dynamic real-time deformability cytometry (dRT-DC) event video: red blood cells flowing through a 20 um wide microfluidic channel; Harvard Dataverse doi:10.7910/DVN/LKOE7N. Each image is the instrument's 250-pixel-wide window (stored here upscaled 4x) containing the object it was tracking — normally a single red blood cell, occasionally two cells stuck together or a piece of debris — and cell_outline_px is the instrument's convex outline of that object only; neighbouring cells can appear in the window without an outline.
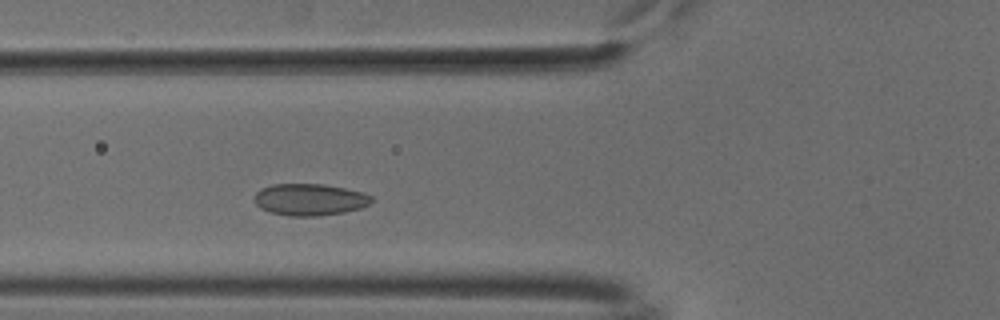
{"species": "common noctule bat (a hibernating species)", "species_latin": "Nyctalus noctula", "temperature_condition": "cold", "stored_images_in_passage": 45, "camera_frame_rate_fps": 3000, "um_per_image_px": 0.085, "animal": {"sex": "male", "body_mass_g": 18.8}, "frame": {"image": 1, "passage_image": 11, "time_ms": 3.333, "image_size_px": [1000, 320], "cell_outline_px": [[372, 200], [368, 204], [360, 208], [344, 212], [316, 216], [288, 216], [272, 212], [260, 208], [252, 200], [252, 196], [260, 188], [272, 184], [324, 184], [364, 192], [372, 196]], "centroid_in_image_um": [26.28, 16.95], "position_along_channel_um": 99.5, "area_um2": 21.85}}
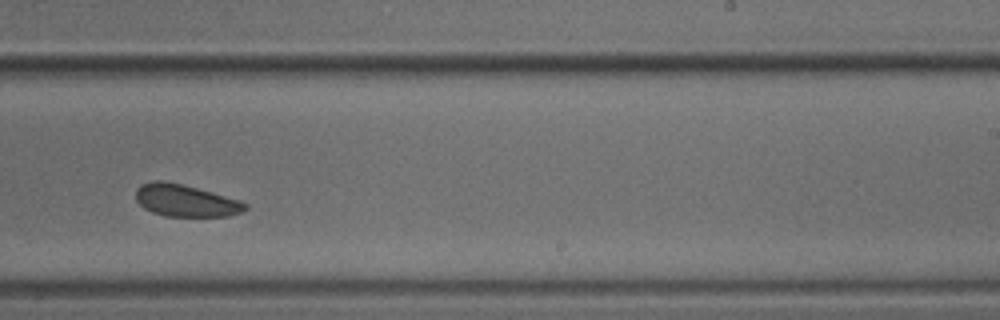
{"frame": {"image": 2, "passage_image": 25, "time_ms": 8.0, "image_size_px": [1000, 320], "cell_outline_px": [[248, 208], [244, 212], [228, 216], [164, 216], [152, 212], [144, 208], [136, 200], [136, 188], [140, 184], [152, 180], [164, 180], [196, 188], [240, 200], [248, 204]], "centroid_in_image_um": [15.76, 17.05], "position_along_channel_um": 273.2, "area_um2": 20.52}}
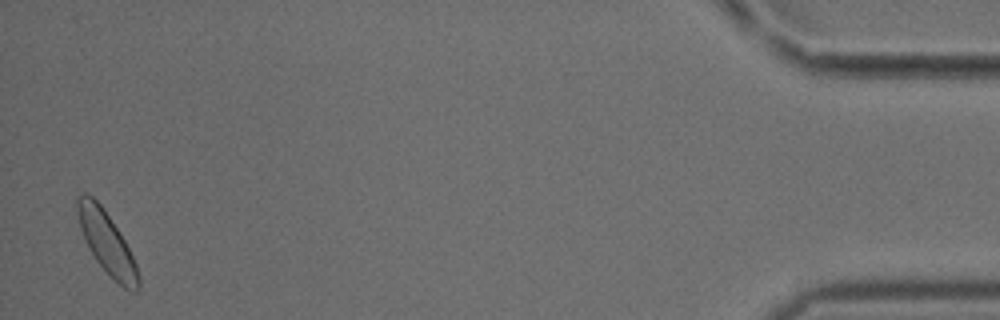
{"frame": {"image": 3, "passage_image": 44, "time_ms": 14.333, "image_size_px": [1000, 320], "cell_outline_px": [[140, 288], [136, 292], [132, 292], [124, 288], [96, 260], [84, 240], [80, 228], [76, 212], [76, 196], [80, 192], [88, 192], [104, 208], [124, 240], [136, 264], [140, 276]], "centroid_in_image_um": [9.05, 20.58], "position_along_channel_um": 426.2, "area_um2": 21.96}, "authors_computed_cell_mechanics": {"area_um2": 21.3282, "velocity_mm_per_s": 3.7215, "shape_relaxation_time_tau1_ms": null, "shape_relaxation_time_tau2_ms": 7.401, "deformation_change_tau1": null, "deformation_change_tau2": 0.1214}}